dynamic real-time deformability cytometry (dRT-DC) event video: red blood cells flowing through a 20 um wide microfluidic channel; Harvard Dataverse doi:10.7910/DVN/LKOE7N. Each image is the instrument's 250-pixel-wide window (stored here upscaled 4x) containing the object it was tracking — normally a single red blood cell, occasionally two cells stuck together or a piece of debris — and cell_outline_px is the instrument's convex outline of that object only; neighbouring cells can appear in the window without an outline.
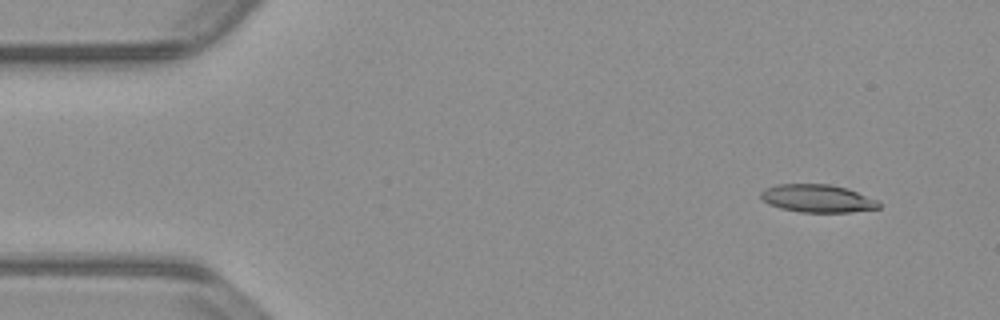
{"species": "common noctule bat (a hibernating species)", "species_latin": "Nyctalus noctula", "temperature_condition": "warm", "stored_images_in_passage": 50, "camera_frame_rate_fps": 3000, "um_per_image_px": 0.085, "animal": {"sex": "male", "body_mass_g": 23.1, "forearm_length_mm": 52.7}, "frame": {"image": 1, "passage_image": 1, "time_ms": 0.0, "image_size_px": [1000, 320], "cell_outline_px": [[880, 208], [852, 212], [800, 212], [780, 208], [768, 204], [760, 196], [760, 192], [764, 188], [776, 184], [832, 184], [848, 188], [876, 200], [880, 204]], "centroid_in_image_um": [69.46, 16.86], "position_along_channel_um": 15.5, "area_um2": 19.25}}
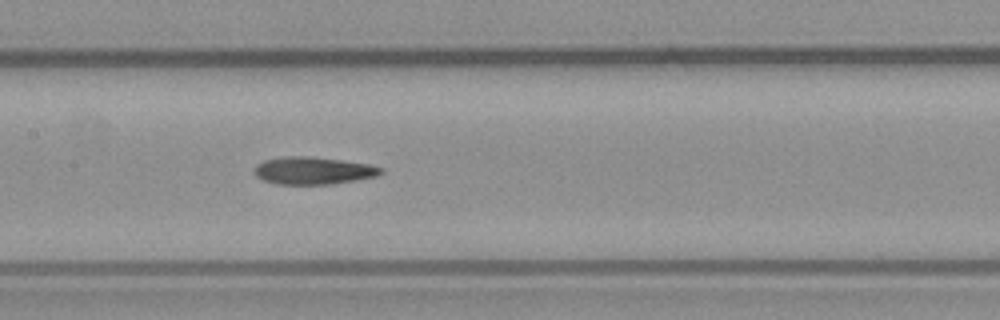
{"frame": {"image": 2, "passage_image": 22, "time_ms": 7.0, "image_size_px": [1000, 320], "cell_outline_px": [[384, 172], [376, 176], [356, 180], [332, 184], [276, 184], [264, 180], [256, 176], [252, 172], [256, 164], [264, 160], [288, 156], [304, 156], [340, 160], [368, 164], [384, 168]], "centroid_in_image_um": [26.6, 14.51], "position_along_channel_um": 180.8, "area_um2": 20.17}}
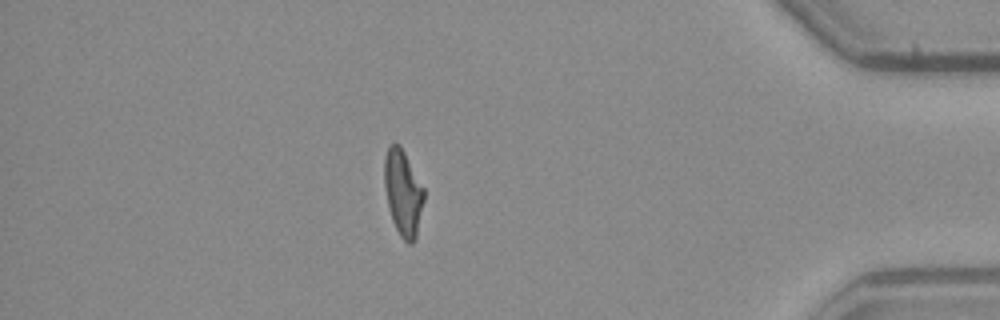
{"frame": {"image": 3, "passage_image": 43, "time_ms": 14.0, "image_size_px": [1000, 320], "cell_outline_px": [[424, 200], [416, 240], [412, 244], [408, 244], [400, 236], [392, 220], [384, 188], [384, 156], [388, 144], [400, 144], [424, 188]], "centroid_in_image_um": [34.25, 16.38], "position_along_channel_um": 400.9, "area_um2": 20.0}, "authors_computed_cell_mechanics": {"area_um2": 19.9699, "velocity_mm_per_s": 3.8253, "shape_relaxation_time_tau1_ms": null, "shape_relaxation_time_tau2_ms": 5.6412, "deformation_change_tau1": null, "deformation_change_tau2": 0.1731}}